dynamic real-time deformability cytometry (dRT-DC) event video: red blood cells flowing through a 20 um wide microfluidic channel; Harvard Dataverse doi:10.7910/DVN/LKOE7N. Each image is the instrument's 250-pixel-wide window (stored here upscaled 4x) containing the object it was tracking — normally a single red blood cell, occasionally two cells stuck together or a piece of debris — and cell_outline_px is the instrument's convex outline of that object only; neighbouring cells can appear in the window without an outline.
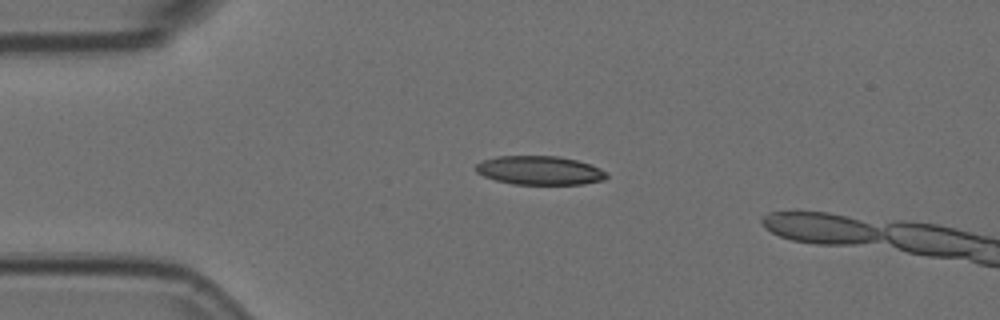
{"species": "Egyptian fruit bat (a non-hibernating species)", "species_latin": "Rousettus aegyptiacus", "temperature_condition": "room temperature", "stored_images_in_passage": 16, "segment_of_instrument_passage": [2, 2], "camera_frame_rate_fps": 3000, "um_per_image_px": 0.085, "animal": {"sex": "female"}, "frame": {"image": 1, "passage_image": 16, "time_ms": 5.0, "image_size_px": [1000, 320], "cell_outline_px": [[608, 176], [604, 180], [584, 184], [512, 184], [496, 180], [484, 176], [476, 172], [476, 164], [480, 160], [496, 156], [560, 156], [592, 164], [608, 172]], "centroid_in_image_um": [45.89, 14.48], "position_along_channel_um": 39.1, "area_um2": 22.2}}